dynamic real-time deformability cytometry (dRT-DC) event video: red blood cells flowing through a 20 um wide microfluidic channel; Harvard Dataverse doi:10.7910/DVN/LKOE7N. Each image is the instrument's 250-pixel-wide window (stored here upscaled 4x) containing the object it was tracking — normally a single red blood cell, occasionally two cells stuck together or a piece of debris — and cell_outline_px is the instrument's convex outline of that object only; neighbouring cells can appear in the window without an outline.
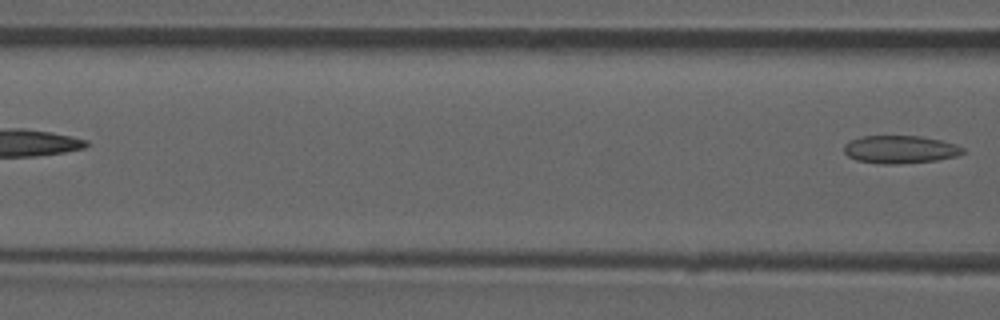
{"species": "common noctule bat (a hibernating species)", "species_latin": "Nyctalus noctula", "temperature_condition": "room temperature", "stored_images_in_passage": 4, "camera_frame_rate_fps": 3000, "um_per_image_px": 0.085, "animal": {"sex": "male", "forearm_length_mm": 52.5}, "frame": {"image": 1, "passage_image": 4, "time_ms": 4.667, "image_size_px": [1000, 320], "cell_outline_px": [[968, 152], [956, 156], [936, 160], [896, 164], [880, 164], [856, 160], [848, 156], [844, 152], [844, 144], [860, 136], [920, 136], [940, 140], [956, 144], [964, 148]], "centroid_in_image_um": [76.53, 12.7], "position_along_channel_um": 90.1, "area_um2": 19.36}}